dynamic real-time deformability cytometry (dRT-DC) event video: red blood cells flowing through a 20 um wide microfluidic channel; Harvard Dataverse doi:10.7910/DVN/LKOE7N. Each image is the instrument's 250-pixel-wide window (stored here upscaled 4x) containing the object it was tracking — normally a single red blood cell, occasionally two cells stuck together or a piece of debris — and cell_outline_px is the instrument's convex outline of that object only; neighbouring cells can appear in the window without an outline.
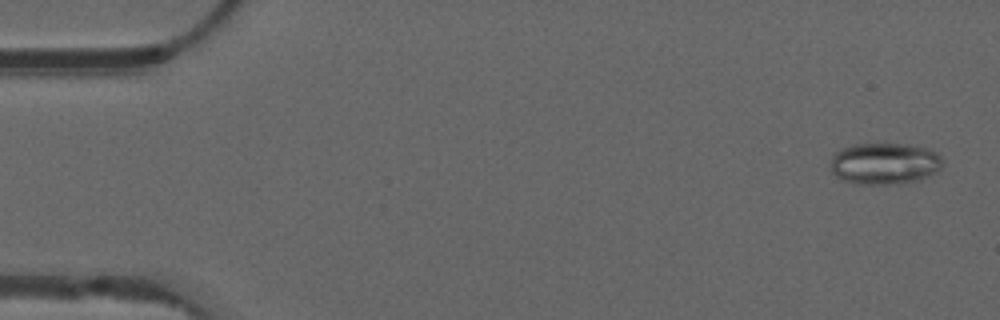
{"species": "common noctule bat (a hibernating species)", "species_latin": "Nyctalus noctula", "temperature_condition": "warm", "stored_images_in_passage": 53, "camera_frame_rate_fps": 3000, "um_per_image_px": 0.085, "animal": {"sex": "male", "forearm_length_mm": 52.5}, "frame": {"image": 1, "passage_image": 2, "time_ms": 0.333, "image_size_px": [1000, 320], "cell_outline_px": [[944, 160], [940, 168], [936, 172], [920, 180], [884, 184], [856, 184], [840, 180], [832, 172], [832, 156], [840, 148], [852, 144], [908, 144], [928, 148], [936, 152]], "centroid_in_image_um": [75.18, 13.89], "position_along_channel_um": 9.8, "area_um2": 27.28}}
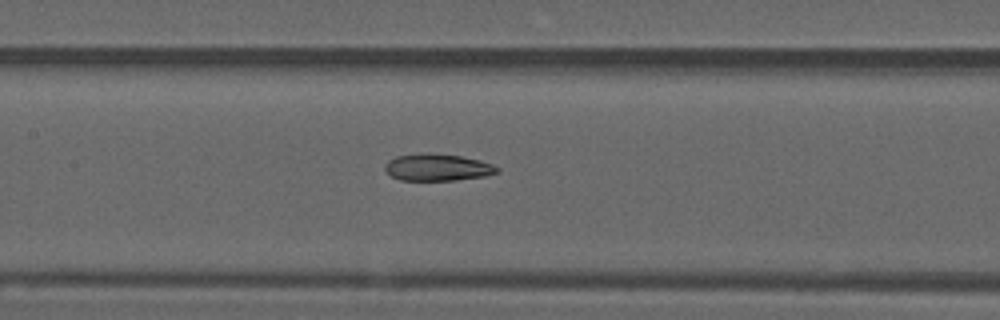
{"frame": {"image": 2, "passage_image": 25, "time_ms": 8.0, "image_size_px": [1000, 320], "cell_outline_px": [[500, 172], [484, 176], [456, 180], [400, 180], [392, 176], [384, 168], [384, 164], [388, 160], [396, 156], [460, 156], [480, 160], [492, 164], [500, 168]], "centroid_in_image_um": [37.24, 14.28], "position_along_channel_um": 170.2, "area_um2": 16.76}}
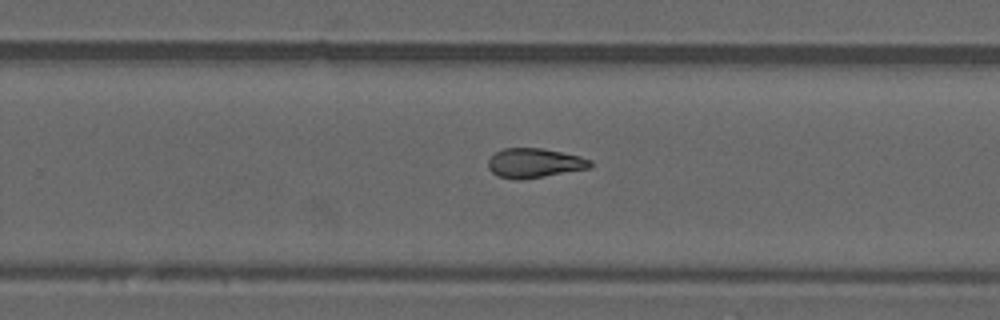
{"frame": {"image": 3, "passage_image": 34, "time_ms": 11.0, "image_size_px": [1000, 320], "cell_outline_px": [[592, 168], [520, 180], [516, 180], [496, 176], [488, 168], [488, 160], [496, 152], [504, 148], [540, 148], [580, 156], [592, 160]], "centroid_in_image_um": [45.43, 13.87], "position_along_channel_um": 284.4, "area_um2": 17.57}, "authors_computed_cell_mechanics": {"area_um2": 18.0336, "velocity_mm_per_s": 3.834, "shape_relaxation_time_tau1_ms": null, "shape_relaxation_time_tau2_ms": 4.6833, "deformation_change_tau1": null, "deformation_change_tau2": 0.1214}}